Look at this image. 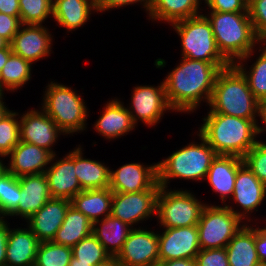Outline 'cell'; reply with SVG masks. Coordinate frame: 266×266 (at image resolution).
I'll return each mask as SVG.
<instances>
[{"label":"cell","instance_id":"1","mask_svg":"<svg viewBox=\"0 0 266 266\" xmlns=\"http://www.w3.org/2000/svg\"><path fill=\"white\" fill-rule=\"evenodd\" d=\"M230 65L182 57L180 64L163 80L172 111L193 112L204 99L209 105L218 73Z\"/></svg>","mask_w":266,"mask_h":266},{"label":"cell","instance_id":"2","mask_svg":"<svg viewBox=\"0 0 266 266\" xmlns=\"http://www.w3.org/2000/svg\"><path fill=\"white\" fill-rule=\"evenodd\" d=\"M199 133L217 155H233L243 158L258 142L257 135L266 132L257 120L208 112ZM257 123V124H256Z\"/></svg>","mask_w":266,"mask_h":266},{"label":"cell","instance_id":"3","mask_svg":"<svg viewBox=\"0 0 266 266\" xmlns=\"http://www.w3.org/2000/svg\"><path fill=\"white\" fill-rule=\"evenodd\" d=\"M207 18L211 22L217 48L230 64L244 62L253 55L255 43L263 42L256 35L248 12L211 11Z\"/></svg>","mask_w":266,"mask_h":266},{"label":"cell","instance_id":"4","mask_svg":"<svg viewBox=\"0 0 266 266\" xmlns=\"http://www.w3.org/2000/svg\"><path fill=\"white\" fill-rule=\"evenodd\" d=\"M261 105L233 64L218 73L209 102L210 112L256 120V116L261 117Z\"/></svg>","mask_w":266,"mask_h":266},{"label":"cell","instance_id":"5","mask_svg":"<svg viewBox=\"0 0 266 266\" xmlns=\"http://www.w3.org/2000/svg\"><path fill=\"white\" fill-rule=\"evenodd\" d=\"M201 143L191 142L166 159L157 162L158 184L168 188L170 179L205 180L207 172L216 152L209 146L206 139L198 133Z\"/></svg>","mask_w":266,"mask_h":266},{"label":"cell","instance_id":"6","mask_svg":"<svg viewBox=\"0 0 266 266\" xmlns=\"http://www.w3.org/2000/svg\"><path fill=\"white\" fill-rule=\"evenodd\" d=\"M44 94L42 110L63 131L71 134L86 129L87 106L76 91L51 81Z\"/></svg>","mask_w":266,"mask_h":266},{"label":"cell","instance_id":"7","mask_svg":"<svg viewBox=\"0 0 266 266\" xmlns=\"http://www.w3.org/2000/svg\"><path fill=\"white\" fill-rule=\"evenodd\" d=\"M181 38L182 57L213 64H230L219 52L211 22L199 14L171 24Z\"/></svg>","mask_w":266,"mask_h":266},{"label":"cell","instance_id":"8","mask_svg":"<svg viewBox=\"0 0 266 266\" xmlns=\"http://www.w3.org/2000/svg\"><path fill=\"white\" fill-rule=\"evenodd\" d=\"M188 190L169 191L160 187L156 199V216L163 228H179L197 225L204 207Z\"/></svg>","mask_w":266,"mask_h":266},{"label":"cell","instance_id":"9","mask_svg":"<svg viewBox=\"0 0 266 266\" xmlns=\"http://www.w3.org/2000/svg\"><path fill=\"white\" fill-rule=\"evenodd\" d=\"M241 220L225 205H206L197 223L201 249L225 248L243 226Z\"/></svg>","mask_w":266,"mask_h":266},{"label":"cell","instance_id":"10","mask_svg":"<svg viewBox=\"0 0 266 266\" xmlns=\"http://www.w3.org/2000/svg\"><path fill=\"white\" fill-rule=\"evenodd\" d=\"M130 104L127 110L136 126L138 120L145 125L154 126L166 110H172L166 98L164 81L156 87L146 85L134 87Z\"/></svg>","mask_w":266,"mask_h":266},{"label":"cell","instance_id":"11","mask_svg":"<svg viewBox=\"0 0 266 266\" xmlns=\"http://www.w3.org/2000/svg\"><path fill=\"white\" fill-rule=\"evenodd\" d=\"M158 233L133 228L117 255L122 266H153L159 264Z\"/></svg>","mask_w":266,"mask_h":266},{"label":"cell","instance_id":"12","mask_svg":"<svg viewBox=\"0 0 266 266\" xmlns=\"http://www.w3.org/2000/svg\"><path fill=\"white\" fill-rule=\"evenodd\" d=\"M144 166L140 163H128L115 171H110L109 189L115 193L160 190L157 163Z\"/></svg>","mask_w":266,"mask_h":266},{"label":"cell","instance_id":"13","mask_svg":"<svg viewBox=\"0 0 266 266\" xmlns=\"http://www.w3.org/2000/svg\"><path fill=\"white\" fill-rule=\"evenodd\" d=\"M159 190H145L136 193H115L111 207L112 216L133 227L156 214V199Z\"/></svg>","mask_w":266,"mask_h":266},{"label":"cell","instance_id":"14","mask_svg":"<svg viewBox=\"0 0 266 266\" xmlns=\"http://www.w3.org/2000/svg\"><path fill=\"white\" fill-rule=\"evenodd\" d=\"M163 229L165 231L158 234L159 263L167 260L196 258L201 250L197 225Z\"/></svg>","mask_w":266,"mask_h":266},{"label":"cell","instance_id":"15","mask_svg":"<svg viewBox=\"0 0 266 266\" xmlns=\"http://www.w3.org/2000/svg\"><path fill=\"white\" fill-rule=\"evenodd\" d=\"M63 131L41 109L26 112L20 118V141L34 144L56 155L51 149Z\"/></svg>","mask_w":266,"mask_h":266},{"label":"cell","instance_id":"16","mask_svg":"<svg viewBox=\"0 0 266 266\" xmlns=\"http://www.w3.org/2000/svg\"><path fill=\"white\" fill-rule=\"evenodd\" d=\"M48 31L43 25L22 24L10 42L12 53L32 64L50 55L53 37Z\"/></svg>","mask_w":266,"mask_h":266},{"label":"cell","instance_id":"17","mask_svg":"<svg viewBox=\"0 0 266 266\" xmlns=\"http://www.w3.org/2000/svg\"><path fill=\"white\" fill-rule=\"evenodd\" d=\"M266 186L251 172V170L243 163L237 172L234 192L232 195L233 201H235L243 212L236 211L232 206L225 204L233 213H235L242 220L248 218L253 210L255 211L259 205L262 204L266 198ZM249 213V214H248Z\"/></svg>","mask_w":266,"mask_h":266},{"label":"cell","instance_id":"18","mask_svg":"<svg viewBox=\"0 0 266 266\" xmlns=\"http://www.w3.org/2000/svg\"><path fill=\"white\" fill-rule=\"evenodd\" d=\"M71 201L65 198H51L26 222L28 228L40 242L53 241L57 230L61 227Z\"/></svg>","mask_w":266,"mask_h":266},{"label":"cell","instance_id":"19","mask_svg":"<svg viewBox=\"0 0 266 266\" xmlns=\"http://www.w3.org/2000/svg\"><path fill=\"white\" fill-rule=\"evenodd\" d=\"M10 156L6 170L16 177L45 173L46 166L56 155L34 144L20 141L7 156Z\"/></svg>","mask_w":266,"mask_h":266},{"label":"cell","instance_id":"20","mask_svg":"<svg viewBox=\"0 0 266 266\" xmlns=\"http://www.w3.org/2000/svg\"><path fill=\"white\" fill-rule=\"evenodd\" d=\"M50 164L44 174L47 178L52 198L71 200L75 195L83 191L76 177L74 150L70 151L69 154L67 153L63 159L61 158Z\"/></svg>","mask_w":266,"mask_h":266},{"label":"cell","instance_id":"21","mask_svg":"<svg viewBox=\"0 0 266 266\" xmlns=\"http://www.w3.org/2000/svg\"><path fill=\"white\" fill-rule=\"evenodd\" d=\"M21 195L18 208L10 216L28 219L52 198L44 173L19 177Z\"/></svg>","mask_w":266,"mask_h":266},{"label":"cell","instance_id":"22","mask_svg":"<svg viewBox=\"0 0 266 266\" xmlns=\"http://www.w3.org/2000/svg\"><path fill=\"white\" fill-rule=\"evenodd\" d=\"M243 163V158L233 155H217L211 163L205 179L213 191L220 193L224 205L226 197L233 195L236 175Z\"/></svg>","mask_w":266,"mask_h":266},{"label":"cell","instance_id":"23","mask_svg":"<svg viewBox=\"0 0 266 266\" xmlns=\"http://www.w3.org/2000/svg\"><path fill=\"white\" fill-rule=\"evenodd\" d=\"M40 241L29 228L10 229L5 266L35 265Z\"/></svg>","mask_w":266,"mask_h":266},{"label":"cell","instance_id":"24","mask_svg":"<svg viewBox=\"0 0 266 266\" xmlns=\"http://www.w3.org/2000/svg\"><path fill=\"white\" fill-rule=\"evenodd\" d=\"M102 113L94 127L107 140L124 136L125 133L127 134L135 128L127 107L118 99L107 102Z\"/></svg>","mask_w":266,"mask_h":266},{"label":"cell","instance_id":"25","mask_svg":"<svg viewBox=\"0 0 266 266\" xmlns=\"http://www.w3.org/2000/svg\"><path fill=\"white\" fill-rule=\"evenodd\" d=\"M99 223L101 224L99 225ZM98 225L99 227H97ZM132 230L133 227L127 223L109 215L93 222L92 234L104 246L110 256L117 257Z\"/></svg>","mask_w":266,"mask_h":266},{"label":"cell","instance_id":"26","mask_svg":"<svg viewBox=\"0 0 266 266\" xmlns=\"http://www.w3.org/2000/svg\"><path fill=\"white\" fill-rule=\"evenodd\" d=\"M79 145L74 149V166L82 190L104 189L110 185V171L103 163L82 156Z\"/></svg>","mask_w":266,"mask_h":266},{"label":"cell","instance_id":"27","mask_svg":"<svg viewBox=\"0 0 266 266\" xmlns=\"http://www.w3.org/2000/svg\"><path fill=\"white\" fill-rule=\"evenodd\" d=\"M225 249L229 266H255L260 263L255 246V228L246 223Z\"/></svg>","mask_w":266,"mask_h":266},{"label":"cell","instance_id":"28","mask_svg":"<svg viewBox=\"0 0 266 266\" xmlns=\"http://www.w3.org/2000/svg\"><path fill=\"white\" fill-rule=\"evenodd\" d=\"M97 12L95 0H53L52 17L68 31L86 24L92 11Z\"/></svg>","mask_w":266,"mask_h":266},{"label":"cell","instance_id":"29","mask_svg":"<svg viewBox=\"0 0 266 266\" xmlns=\"http://www.w3.org/2000/svg\"><path fill=\"white\" fill-rule=\"evenodd\" d=\"M113 192L108 188L83 190L75 195L70 201L71 206L92 222L99 220L100 215L103 218L111 214ZM104 215V216H103Z\"/></svg>","mask_w":266,"mask_h":266},{"label":"cell","instance_id":"30","mask_svg":"<svg viewBox=\"0 0 266 266\" xmlns=\"http://www.w3.org/2000/svg\"><path fill=\"white\" fill-rule=\"evenodd\" d=\"M92 227L93 222L88 217L70 206L53 242L73 247L92 233Z\"/></svg>","mask_w":266,"mask_h":266},{"label":"cell","instance_id":"31","mask_svg":"<svg viewBox=\"0 0 266 266\" xmlns=\"http://www.w3.org/2000/svg\"><path fill=\"white\" fill-rule=\"evenodd\" d=\"M199 6L200 0H154L149 17L173 24L199 15Z\"/></svg>","mask_w":266,"mask_h":266},{"label":"cell","instance_id":"32","mask_svg":"<svg viewBox=\"0 0 266 266\" xmlns=\"http://www.w3.org/2000/svg\"><path fill=\"white\" fill-rule=\"evenodd\" d=\"M31 65L30 61L12 53L0 73L3 89L14 91L31 80Z\"/></svg>","mask_w":266,"mask_h":266},{"label":"cell","instance_id":"33","mask_svg":"<svg viewBox=\"0 0 266 266\" xmlns=\"http://www.w3.org/2000/svg\"><path fill=\"white\" fill-rule=\"evenodd\" d=\"M262 44L266 46V42ZM259 51H261L260 56L250 67V72L246 71L243 62H235L233 65L246 78L248 86L256 99L263 104L266 102V47Z\"/></svg>","mask_w":266,"mask_h":266},{"label":"cell","instance_id":"34","mask_svg":"<svg viewBox=\"0 0 266 266\" xmlns=\"http://www.w3.org/2000/svg\"><path fill=\"white\" fill-rule=\"evenodd\" d=\"M20 195L19 177L6 170L0 176V218L10 216L18 208Z\"/></svg>","mask_w":266,"mask_h":266},{"label":"cell","instance_id":"35","mask_svg":"<svg viewBox=\"0 0 266 266\" xmlns=\"http://www.w3.org/2000/svg\"><path fill=\"white\" fill-rule=\"evenodd\" d=\"M72 257V247L60 245L53 241L40 242L36 266H69Z\"/></svg>","mask_w":266,"mask_h":266},{"label":"cell","instance_id":"36","mask_svg":"<svg viewBox=\"0 0 266 266\" xmlns=\"http://www.w3.org/2000/svg\"><path fill=\"white\" fill-rule=\"evenodd\" d=\"M72 256L79 262L90 263L92 266L110 257L104 246L92 233L72 247Z\"/></svg>","mask_w":266,"mask_h":266},{"label":"cell","instance_id":"37","mask_svg":"<svg viewBox=\"0 0 266 266\" xmlns=\"http://www.w3.org/2000/svg\"><path fill=\"white\" fill-rule=\"evenodd\" d=\"M22 24L42 25L49 15H53V0H19Z\"/></svg>","mask_w":266,"mask_h":266},{"label":"cell","instance_id":"38","mask_svg":"<svg viewBox=\"0 0 266 266\" xmlns=\"http://www.w3.org/2000/svg\"><path fill=\"white\" fill-rule=\"evenodd\" d=\"M17 112L10 111L0 121V157H7L20 142V120Z\"/></svg>","mask_w":266,"mask_h":266},{"label":"cell","instance_id":"39","mask_svg":"<svg viewBox=\"0 0 266 266\" xmlns=\"http://www.w3.org/2000/svg\"><path fill=\"white\" fill-rule=\"evenodd\" d=\"M244 164L266 186V143L258 141L243 157Z\"/></svg>","mask_w":266,"mask_h":266},{"label":"cell","instance_id":"40","mask_svg":"<svg viewBox=\"0 0 266 266\" xmlns=\"http://www.w3.org/2000/svg\"><path fill=\"white\" fill-rule=\"evenodd\" d=\"M248 13L256 35L266 42V0H250Z\"/></svg>","mask_w":266,"mask_h":266},{"label":"cell","instance_id":"41","mask_svg":"<svg viewBox=\"0 0 266 266\" xmlns=\"http://www.w3.org/2000/svg\"><path fill=\"white\" fill-rule=\"evenodd\" d=\"M195 260L196 266H229L225 248L201 249Z\"/></svg>","mask_w":266,"mask_h":266},{"label":"cell","instance_id":"42","mask_svg":"<svg viewBox=\"0 0 266 266\" xmlns=\"http://www.w3.org/2000/svg\"><path fill=\"white\" fill-rule=\"evenodd\" d=\"M210 11L215 12H248L246 0H206Z\"/></svg>","mask_w":266,"mask_h":266},{"label":"cell","instance_id":"43","mask_svg":"<svg viewBox=\"0 0 266 266\" xmlns=\"http://www.w3.org/2000/svg\"><path fill=\"white\" fill-rule=\"evenodd\" d=\"M21 25L20 17L0 13V36L4 37L9 42L12 41Z\"/></svg>","mask_w":266,"mask_h":266},{"label":"cell","instance_id":"44","mask_svg":"<svg viewBox=\"0 0 266 266\" xmlns=\"http://www.w3.org/2000/svg\"><path fill=\"white\" fill-rule=\"evenodd\" d=\"M154 0H95V5L97 8V12L110 10L114 8H119L125 5L134 4L136 2H140L143 8H146V11L149 14V11L153 5ZM143 2V3H142Z\"/></svg>","mask_w":266,"mask_h":266},{"label":"cell","instance_id":"45","mask_svg":"<svg viewBox=\"0 0 266 266\" xmlns=\"http://www.w3.org/2000/svg\"><path fill=\"white\" fill-rule=\"evenodd\" d=\"M255 246L260 262L266 263V227L255 228Z\"/></svg>","mask_w":266,"mask_h":266},{"label":"cell","instance_id":"46","mask_svg":"<svg viewBox=\"0 0 266 266\" xmlns=\"http://www.w3.org/2000/svg\"><path fill=\"white\" fill-rule=\"evenodd\" d=\"M10 232V227L5 222L4 218H0V266H5L6 263V245Z\"/></svg>","mask_w":266,"mask_h":266},{"label":"cell","instance_id":"47","mask_svg":"<svg viewBox=\"0 0 266 266\" xmlns=\"http://www.w3.org/2000/svg\"><path fill=\"white\" fill-rule=\"evenodd\" d=\"M0 13L20 17L19 0H0Z\"/></svg>","mask_w":266,"mask_h":266},{"label":"cell","instance_id":"48","mask_svg":"<svg viewBox=\"0 0 266 266\" xmlns=\"http://www.w3.org/2000/svg\"><path fill=\"white\" fill-rule=\"evenodd\" d=\"M160 266H196L195 259H175L167 260L159 263Z\"/></svg>","mask_w":266,"mask_h":266},{"label":"cell","instance_id":"49","mask_svg":"<svg viewBox=\"0 0 266 266\" xmlns=\"http://www.w3.org/2000/svg\"><path fill=\"white\" fill-rule=\"evenodd\" d=\"M12 54L11 48L0 49V73L9 56Z\"/></svg>","mask_w":266,"mask_h":266},{"label":"cell","instance_id":"50","mask_svg":"<svg viewBox=\"0 0 266 266\" xmlns=\"http://www.w3.org/2000/svg\"><path fill=\"white\" fill-rule=\"evenodd\" d=\"M118 260L117 257L115 256H110L108 259H106L105 261L96 264L95 266H118Z\"/></svg>","mask_w":266,"mask_h":266},{"label":"cell","instance_id":"51","mask_svg":"<svg viewBox=\"0 0 266 266\" xmlns=\"http://www.w3.org/2000/svg\"><path fill=\"white\" fill-rule=\"evenodd\" d=\"M3 98H0V121L11 111L4 105Z\"/></svg>","mask_w":266,"mask_h":266},{"label":"cell","instance_id":"52","mask_svg":"<svg viewBox=\"0 0 266 266\" xmlns=\"http://www.w3.org/2000/svg\"><path fill=\"white\" fill-rule=\"evenodd\" d=\"M69 266H92L90 263L79 262L78 259L71 257Z\"/></svg>","mask_w":266,"mask_h":266},{"label":"cell","instance_id":"53","mask_svg":"<svg viewBox=\"0 0 266 266\" xmlns=\"http://www.w3.org/2000/svg\"><path fill=\"white\" fill-rule=\"evenodd\" d=\"M11 48L10 42L4 37L0 36V49Z\"/></svg>","mask_w":266,"mask_h":266},{"label":"cell","instance_id":"54","mask_svg":"<svg viewBox=\"0 0 266 266\" xmlns=\"http://www.w3.org/2000/svg\"><path fill=\"white\" fill-rule=\"evenodd\" d=\"M262 123L266 124V102L261 105V117Z\"/></svg>","mask_w":266,"mask_h":266},{"label":"cell","instance_id":"55","mask_svg":"<svg viewBox=\"0 0 266 266\" xmlns=\"http://www.w3.org/2000/svg\"><path fill=\"white\" fill-rule=\"evenodd\" d=\"M6 171V165L0 160V176Z\"/></svg>","mask_w":266,"mask_h":266},{"label":"cell","instance_id":"56","mask_svg":"<svg viewBox=\"0 0 266 266\" xmlns=\"http://www.w3.org/2000/svg\"><path fill=\"white\" fill-rule=\"evenodd\" d=\"M3 91H4L3 87L0 84V98H3V95H4Z\"/></svg>","mask_w":266,"mask_h":266},{"label":"cell","instance_id":"57","mask_svg":"<svg viewBox=\"0 0 266 266\" xmlns=\"http://www.w3.org/2000/svg\"><path fill=\"white\" fill-rule=\"evenodd\" d=\"M255 266H266V263H262V262H260V263H258V264L255 265Z\"/></svg>","mask_w":266,"mask_h":266}]
</instances>
